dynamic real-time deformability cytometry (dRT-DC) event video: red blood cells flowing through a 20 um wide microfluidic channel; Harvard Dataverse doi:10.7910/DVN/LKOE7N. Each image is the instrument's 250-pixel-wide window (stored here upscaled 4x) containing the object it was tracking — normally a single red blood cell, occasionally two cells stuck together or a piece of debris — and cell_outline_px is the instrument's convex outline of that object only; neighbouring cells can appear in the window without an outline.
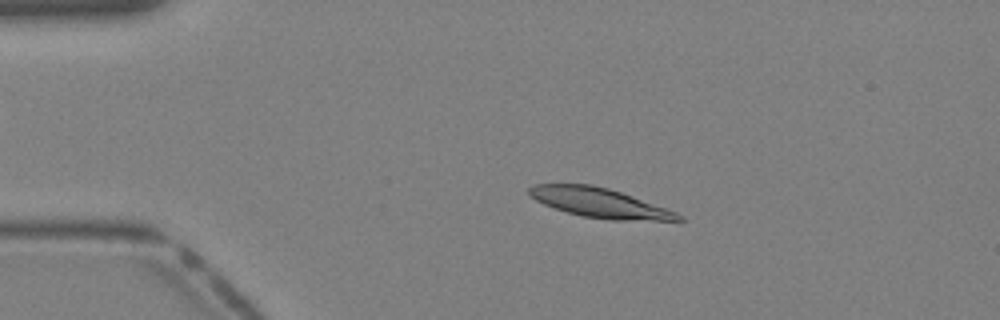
{"species": "Egyptian fruit bat (a non-hibernating species)", "species_latin": "Rousettus aegyptiacus", "temperature_condition": "warm", "stored_images_in_passage": 39, "camera_frame_rate_fps": 3000, "um_per_image_px": 0.085, "animal": {"sex": "female"}, "frame": {"image": 1, "passage_image": 7, "time_ms": 2.0, "image_size_px": [1000, 320], "cell_outline_px": [[684, 220], [612, 220], [580, 216], [544, 204], [528, 196], [528, 188], [532, 184], [592, 184], [608, 188], [620, 192], [676, 212], [684, 216]], "centroid_in_image_um": [50.92, 17.23], "position_along_channel_um": 34.1, "area_um2": 25.37}}
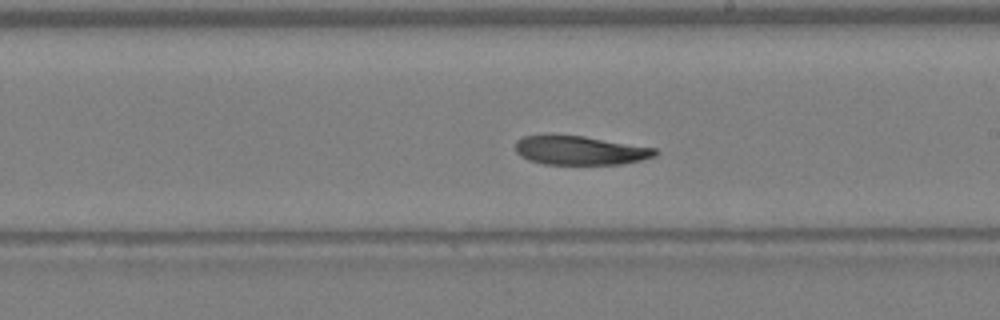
{"frame": {"image": 2, "passage_image": 22, "time_ms": 7.0, "image_size_px": [1000, 320], "cell_outline_px": [[660, 152], [656, 156], [640, 160], [620, 164], [544, 164], [528, 160], [520, 156], [516, 152], [516, 140], [524, 136], [584, 136], [656, 148]], "centroid_in_image_um": [49.33, 12.8], "position_along_channel_um": 239.7, "area_um2": 23.35}}
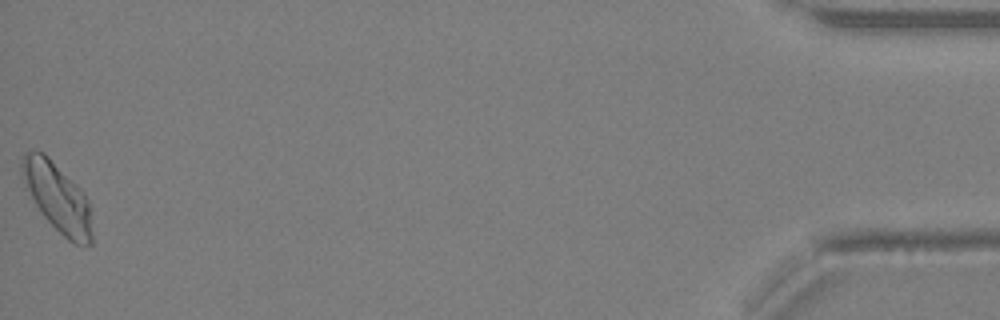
{"frame": {"image": 3, "passage_image": 39, "time_ms": 12.667, "image_size_px": [1000, 320], "cell_outline_px": [[92, 244], [80, 248], [72, 244], [44, 216], [36, 204], [28, 188], [20, 168], [20, 164], [24, 152], [44, 152], [84, 192], [88, 200], [92, 212]], "centroid_in_image_um": [4.96, 16.83], "position_along_channel_um": 430.2, "area_um2": 27.98}}